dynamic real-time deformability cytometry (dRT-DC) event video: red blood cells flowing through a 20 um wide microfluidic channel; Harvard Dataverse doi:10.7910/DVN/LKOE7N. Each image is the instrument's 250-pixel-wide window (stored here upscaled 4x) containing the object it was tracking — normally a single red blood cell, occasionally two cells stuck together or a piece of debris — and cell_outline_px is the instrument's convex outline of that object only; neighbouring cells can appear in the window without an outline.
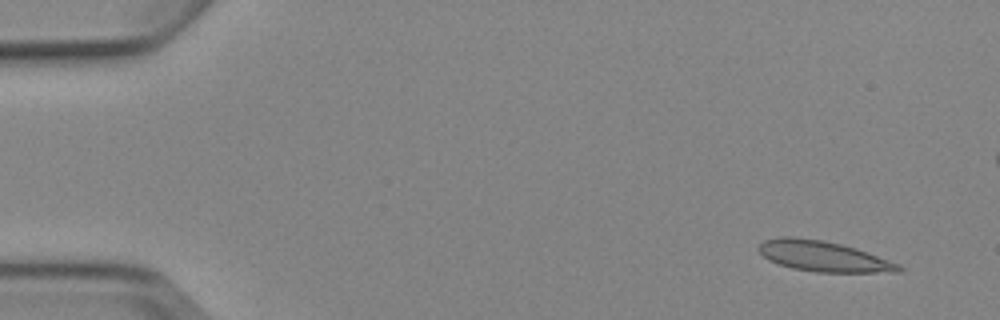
{"species": "Egyptian fruit bat (a non-hibernating species)", "species_latin": "Rousettus aegyptiacus", "temperature_condition": "cold", "stored_images_in_passage": 6, "segment_of_instrument_passage": [1, 2], "camera_frame_rate_fps": 3000, "um_per_image_px": 0.085, "animal": {"sex": "female"}, "frame": {"image": 1, "passage_image": 1, "time_ms": 0.0, "image_size_px": [1000, 320], "cell_outline_px": [[904, 272], [816, 272], [792, 268], [768, 260], [756, 248], [764, 240], [780, 236], [792, 236], [820, 240], [840, 244], [856, 248], [900, 264], [904, 268]], "centroid_in_image_um": [69.99, 21.78], "position_along_channel_um": 15.0, "area_um2": 24.85}}
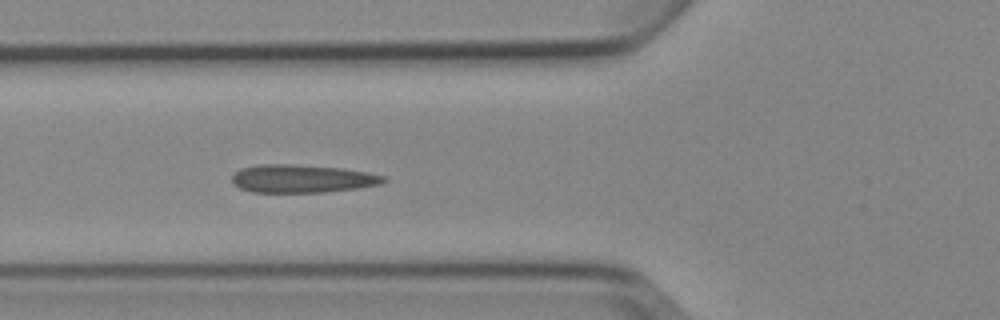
{"frame": {"image": 2, "passage_image": 5, "time_ms": 5.333, "image_size_px": [1000, 320], "cell_outline_px": [[388, 180], [380, 184], [360, 188], [324, 192], [252, 192], [240, 188], [232, 180], [232, 176], [240, 168], [260, 164], [288, 164], [340, 168], [364, 172], [384, 176]], "centroid_in_image_um": [25.67, 15.19], "position_along_channel_um": 100.1, "area_um2": 24.57}}